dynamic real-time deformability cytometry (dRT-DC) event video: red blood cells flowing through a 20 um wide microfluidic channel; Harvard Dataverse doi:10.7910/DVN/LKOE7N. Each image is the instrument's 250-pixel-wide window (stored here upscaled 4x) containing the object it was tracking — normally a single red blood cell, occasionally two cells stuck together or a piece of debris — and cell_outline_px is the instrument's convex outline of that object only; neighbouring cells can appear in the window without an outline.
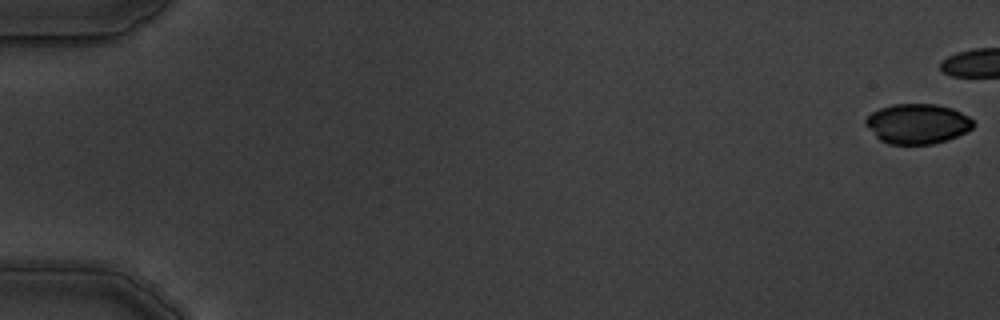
{"species": "common noctule bat (a hibernating species)", "species_latin": "Nyctalus noctula", "temperature_condition": "warm", "stored_images_in_passage": 9, "camera_frame_rate_fps": 3000, "um_per_image_px": 0.085, "animal": {"sex": "male", "body_mass_g": 19.5, "forearm_length_mm": 54.6}, "frame": {"image": 1, "passage_image": 1, "time_ms": 0.0, "image_size_px": [1000, 320], "cell_outline_px": [[976, 124], [968, 132], [948, 140], [932, 144], [888, 144], [880, 140], [864, 124], [864, 120], [872, 112], [880, 108], [892, 104], [936, 104], [952, 108], [968, 116]], "centroid_in_image_um": [78.0, 10.52], "position_along_channel_um": 7.0, "area_um2": 25.26}}
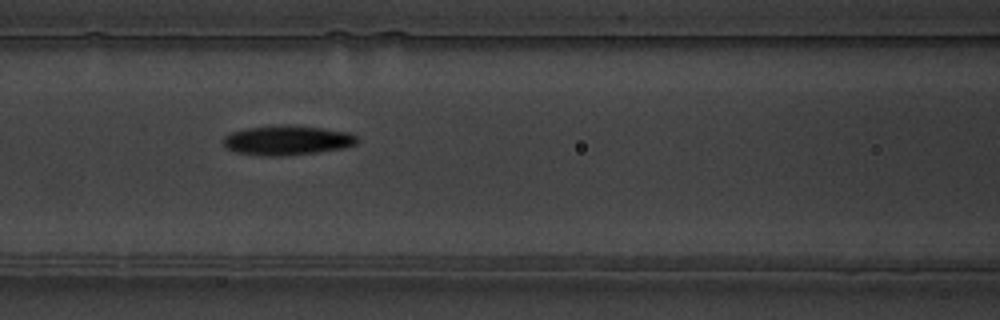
{"frame": {"image": 2, "passage_image": 8, "time_ms": 9.333, "image_size_px": [1000, 320], "cell_outline_px": [[360, 140], [356, 144], [344, 148], [316, 152], [284, 156], [260, 156], [236, 152], [228, 148], [220, 140], [224, 136], [232, 132], [248, 128], [280, 124], [288, 124], [320, 128], [348, 132], [356, 136]], "centroid_in_image_um": [24.4, 11.92], "position_along_channel_um": 142.2, "area_um2": 23.24}}